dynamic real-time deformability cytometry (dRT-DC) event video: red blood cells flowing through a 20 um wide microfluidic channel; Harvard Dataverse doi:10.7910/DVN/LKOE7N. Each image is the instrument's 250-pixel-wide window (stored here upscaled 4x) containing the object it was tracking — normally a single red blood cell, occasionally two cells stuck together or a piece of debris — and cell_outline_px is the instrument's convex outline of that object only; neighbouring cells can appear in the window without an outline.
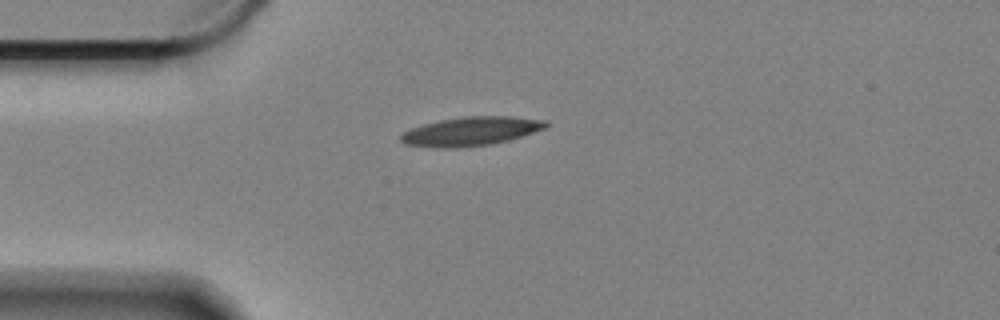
{"species": "Egyptian fruit bat (a non-hibernating species)", "species_latin": "Rousettus aegyptiacus", "temperature_condition": "cold", "stored_images_in_passage": 40, "camera_frame_rate_fps": 3000, "um_per_image_px": 0.085, "animal": {"sex": "female"}, "frame": {"image": 1, "passage_image": 1, "time_ms": 0.0, "image_size_px": [1000, 320], "cell_outline_px": [[548, 128], [508, 140], [492, 144], [460, 148], [436, 148], [404, 144], [400, 140], [400, 136], [404, 132], [412, 128], [424, 124], [440, 120], [464, 116], [512, 116], [548, 120]], "centroid_in_image_um": [40.06, 11.16], "position_along_channel_um": 44.9, "area_um2": 24.62}}
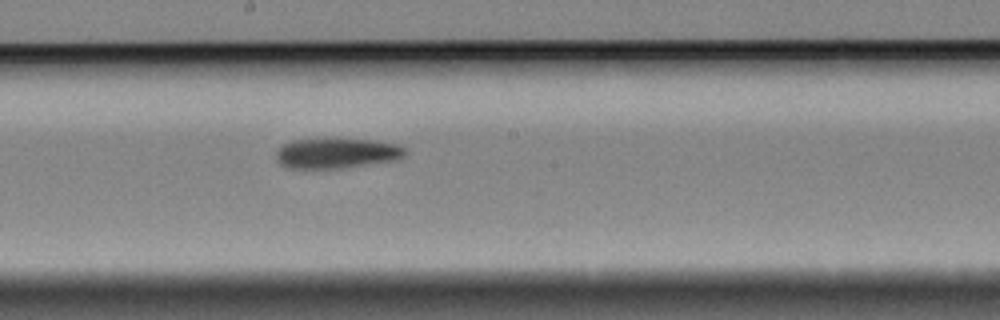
{"frame": {"image": 2, "passage_image": 18, "time_ms": 5.667, "image_size_px": [1000, 320], "cell_outline_px": [[408, 152], [392, 160], [340, 168], [284, 168], [276, 160], [276, 152], [284, 144], [292, 140], [324, 136], [372, 140], [400, 144]], "centroid_in_image_um": [28.54, 12.97], "position_along_channel_um": 219.7, "area_um2": 23.29}}
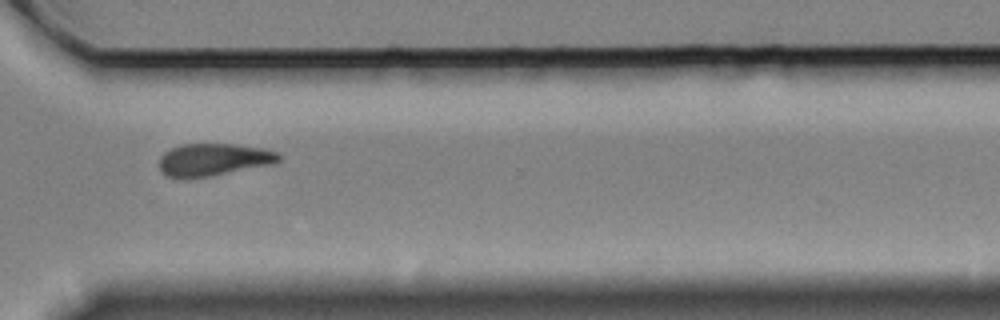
{"frame": {"image": 3, "passage_image": 30, "time_ms": 9.667, "image_size_px": [1000, 320], "cell_outline_px": [[280, 160], [276, 164], [208, 176], [184, 180], [168, 176], [160, 168], [160, 156], [164, 152], [180, 144], [236, 144], [264, 148], [276, 152], [280, 156]], "centroid_in_image_um": [18.16, 13.57], "position_along_channel_um": 352.4, "area_um2": 22.77}, "authors_computed_cell_mechanics": {"area_um2": 23.3223, "velocity_mm_per_s": 3.3268, "shape_relaxation_time_tau1_ms": 6.1464, "shape_relaxation_time_tau2_ms": null, "deformation_change_tau1": 0.1368, "deformation_change_tau2": null}}